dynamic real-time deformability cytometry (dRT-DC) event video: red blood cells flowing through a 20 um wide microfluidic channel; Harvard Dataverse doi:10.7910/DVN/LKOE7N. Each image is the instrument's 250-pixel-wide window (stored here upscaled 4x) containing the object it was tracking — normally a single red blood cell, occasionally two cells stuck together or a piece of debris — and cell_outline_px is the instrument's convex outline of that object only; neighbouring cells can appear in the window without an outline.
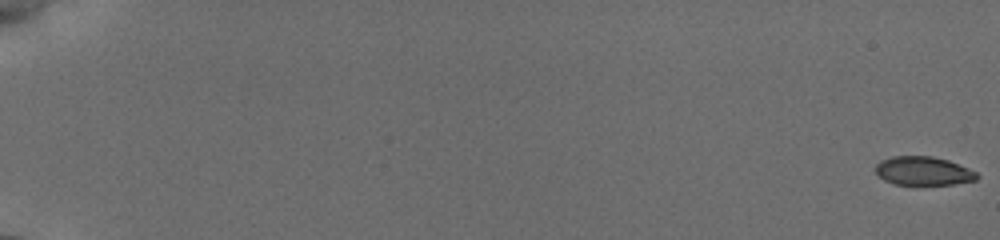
{"species": "common noctule bat (a hibernating species)", "species_latin": "Nyctalus noctula", "temperature_condition": "cold", "stored_images_in_passage": 36, "camera_frame_rate_fps": 3000, "um_per_image_px": 0.085, "animal": {"sex": "female", "body_mass_g": 19.5, "forearm_length_mm": 54.1}, "frame": {"image": 1, "passage_image": 1, "time_ms": 0.0, "image_size_px": [1000, 240], "cell_outline_px": [[980, 176], [976, 180], [952, 184], [896, 184], [884, 180], [876, 172], [876, 164], [880, 160], [892, 156], [932, 156], [948, 160], [968, 168], [976, 172]], "centroid_in_image_um": [78.48, 14.52], "position_along_channel_um": 6.5, "area_um2": 16.82}}
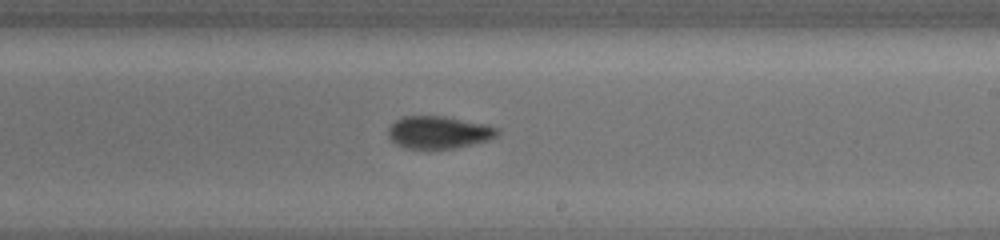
{"frame": {"image": 2, "passage_image": 21, "time_ms": 12.0, "image_size_px": [1000, 240], "cell_outline_px": [[500, 132], [496, 136], [488, 140], [456, 148], [404, 148], [396, 144], [388, 136], [388, 128], [400, 116], [444, 116], [488, 124], [500, 128]], "centroid_in_image_um": [37.31, 11.23], "position_along_channel_um": 251.7, "area_um2": 20.75}}
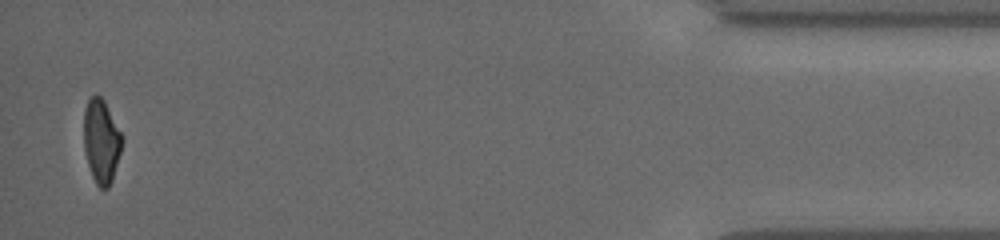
{"frame": {"image": 3, "passage_image": 36, "time_ms": 18.333, "image_size_px": [1000, 240], "cell_outline_px": [[124, 140], [112, 180], [108, 188], [100, 188], [96, 184], [92, 176], [88, 164], [84, 148], [84, 108], [88, 100], [96, 92], [104, 100]], "centroid_in_image_um": [8.61, 11.99], "position_along_channel_um": 426.6, "area_um2": 18.61}, "authors_computed_cell_mechanics": {"area_um2": 19.5653, "velocity_mm_per_s": 3.8317, "shape_relaxation_time_tau1_ms": 2.3842, "shape_relaxation_time_tau2_ms": 4.3443, "deformation_change_tau1": 0.1014, "deformation_change_tau2": 0.0795}}